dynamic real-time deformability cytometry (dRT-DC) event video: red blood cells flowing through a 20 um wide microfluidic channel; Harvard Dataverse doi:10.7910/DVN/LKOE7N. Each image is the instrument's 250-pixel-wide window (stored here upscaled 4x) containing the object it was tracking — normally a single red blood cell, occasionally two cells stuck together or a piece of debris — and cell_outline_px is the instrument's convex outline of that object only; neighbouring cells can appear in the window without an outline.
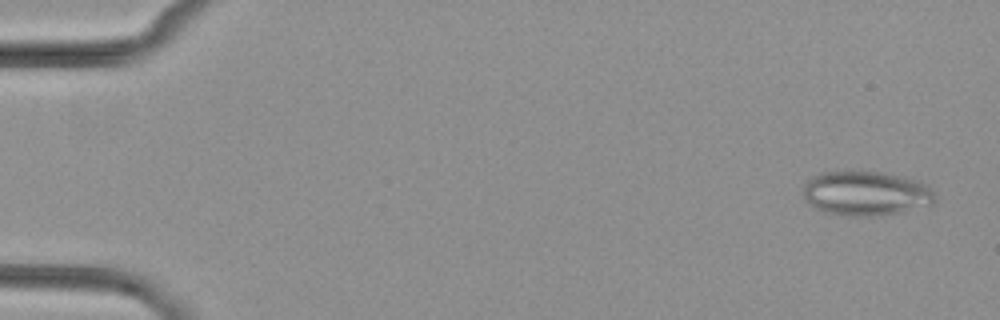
{"species": "common noctule bat (a hibernating species)", "species_latin": "Nyctalus noctula", "temperature_condition": "cold", "stored_images_in_passage": 5, "camera_frame_rate_fps": 3000, "um_per_image_px": 0.085, "animal": {"sex": "female", "body_mass_g": 29.2, "forearm_length_mm": 56.3}, "frame": {"image": 1, "passage_image": 1, "time_ms": 0.0, "image_size_px": [1000, 320], "cell_outline_px": [[936, 200], [932, 204], [900, 212], [872, 216], [844, 216], [824, 212], [808, 204], [804, 200], [804, 180], [820, 172], [880, 172], [904, 176], [928, 184], [936, 196]], "centroid_in_image_um": [73.58, 16.44], "position_along_channel_um": 11.4, "area_um2": 34.45}}